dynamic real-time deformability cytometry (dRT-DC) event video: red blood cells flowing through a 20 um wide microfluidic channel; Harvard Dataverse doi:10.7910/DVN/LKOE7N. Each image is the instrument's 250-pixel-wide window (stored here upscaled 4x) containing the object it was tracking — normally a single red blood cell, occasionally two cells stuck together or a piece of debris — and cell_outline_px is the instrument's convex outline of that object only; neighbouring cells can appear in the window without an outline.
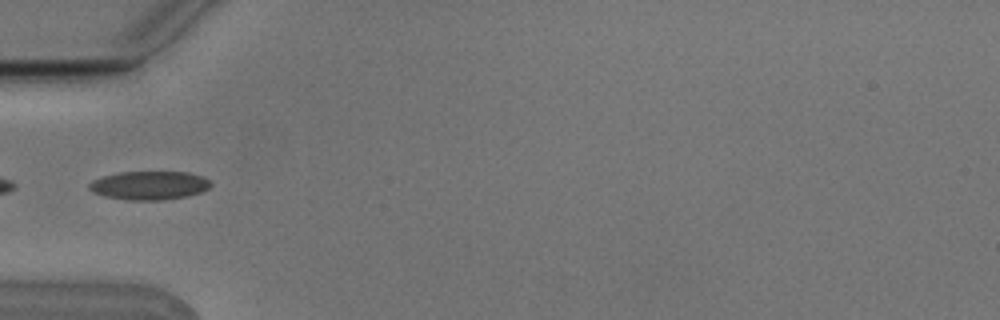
{"species": "Egyptian fruit bat (a non-hibernating species)", "species_latin": "Rousettus aegyptiacus", "temperature_condition": "cold", "stored_images_in_passage": 7, "camera_frame_rate_fps": 3000, "um_per_image_px": 0.085, "animal": {"sex": "male"}, "frame": {"image": 1, "passage_image": 4, "time_ms": 1.0, "image_size_px": [1000, 320], "cell_outline_px": [[212, 184], [208, 188], [200, 192], [188, 196], [164, 200], [128, 200], [104, 196], [92, 192], [88, 188], [88, 184], [92, 180], [104, 176], [120, 172], [188, 172], [200, 176], [208, 180]], "centroid_in_image_um": [12.66, 15.76], "position_along_channel_um": 72.3, "area_um2": 20.23}}
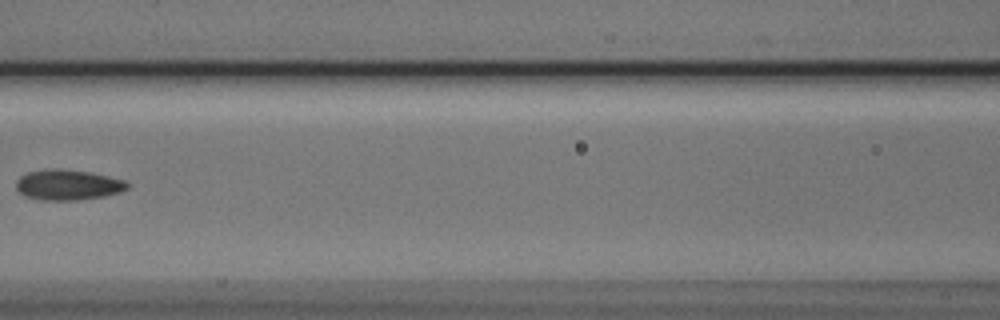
{"frame": {"image": 2, "passage_image": 6, "time_ms": 1.667, "image_size_px": [1000, 320], "cell_outline_px": [[128, 188], [120, 192], [104, 196], [76, 200], [40, 200], [28, 196], [20, 192], [16, 188], [16, 180], [20, 176], [28, 172], [48, 168], [60, 168], [92, 172], [124, 180], [128, 184]], "centroid_in_image_um": [5.76, 15.69], "position_along_channel_um": 160.8, "area_um2": 19.77}}
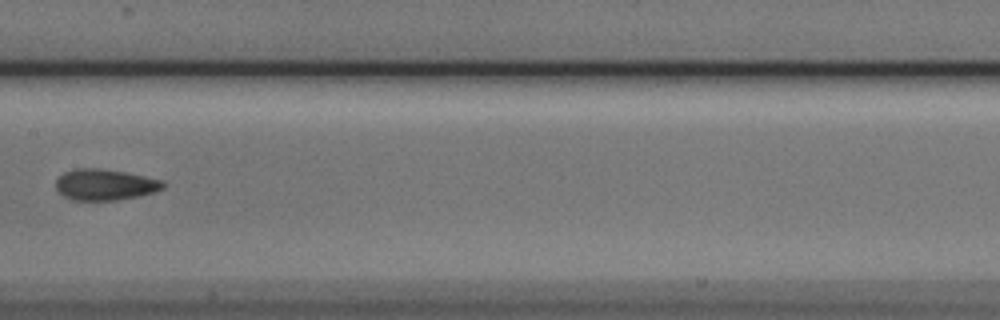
{"frame": {"image": 3, "passage_image": 7, "time_ms": 2.0, "image_size_px": [1000, 320], "cell_outline_px": [[164, 188], [156, 192], [116, 200], [72, 200], [64, 196], [56, 188], [56, 180], [64, 172], [76, 168], [100, 168], [124, 172], [164, 180]], "centroid_in_image_um": [8.93, 15.69], "position_along_channel_um": 198.5, "area_um2": 19.36}}